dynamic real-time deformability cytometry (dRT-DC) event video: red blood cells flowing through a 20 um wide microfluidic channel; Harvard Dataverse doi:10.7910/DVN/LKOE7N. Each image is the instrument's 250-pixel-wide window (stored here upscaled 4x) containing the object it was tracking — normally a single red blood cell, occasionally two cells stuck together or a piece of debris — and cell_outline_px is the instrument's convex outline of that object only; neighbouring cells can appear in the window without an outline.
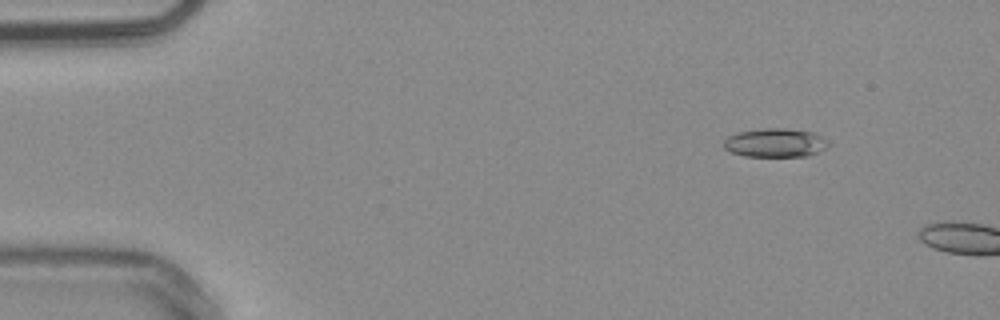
{"species": "common noctule bat (a hibernating species)", "species_latin": "Nyctalus noctula", "temperature_condition": "warm", "stored_images_in_passage": 10, "camera_frame_rate_fps": 3000, "um_per_image_px": 0.085, "animal": {"sex": "male", "body_mass_g": 20.4}, "frame": {"image": 1, "passage_image": 7, "time_ms": 2.0, "image_size_px": [1000, 320], "cell_outline_px": [[832, 144], [808, 156], [744, 156], [732, 152], [724, 148], [724, 140], [728, 136], [736, 132], [764, 128], [784, 128], [812, 132], [828, 140]], "centroid_in_image_um": [65.89, 12.13], "position_along_channel_um": 19.1, "area_um2": 17.51}}